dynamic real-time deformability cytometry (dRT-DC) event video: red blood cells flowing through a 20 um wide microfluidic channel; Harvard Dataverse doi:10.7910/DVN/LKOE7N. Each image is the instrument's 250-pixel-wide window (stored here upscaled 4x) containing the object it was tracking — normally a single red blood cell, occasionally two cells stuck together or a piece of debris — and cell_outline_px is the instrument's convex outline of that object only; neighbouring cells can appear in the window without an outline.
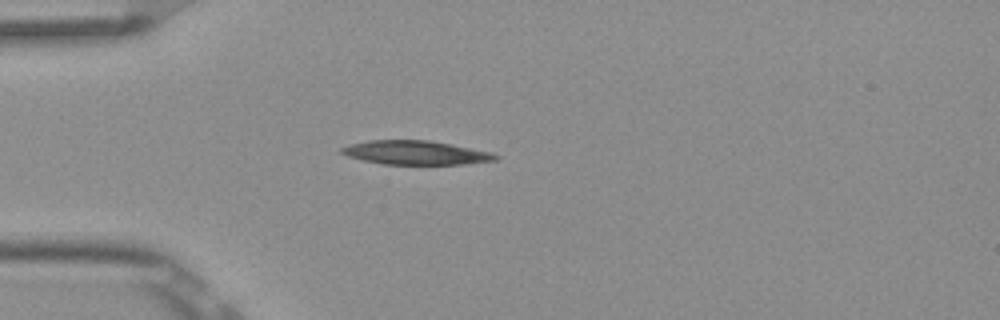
{"species": "Egyptian fruit bat (a non-hibernating species)", "species_latin": "Rousettus aegyptiacus", "temperature_condition": "room temperature", "stored_images_in_passage": 3, "camera_frame_rate_fps": 3000, "um_per_image_px": 0.085, "frame": {"image": 1, "passage_image": 3, "time_ms": 0.667, "image_size_px": [1000, 320], "cell_outline_px": [[500, 156], [496, 160], [464, 164], [384, 164], [364, 160], [348, 156], [340, 152], [340, 148], [352, 144], [368, 140], [428, 140], [452, 144], [492, 152]], "centroid_in_image_um": [35.36, 12.97], "position_along_channel_um": 49.6, "area_um2": 21.33}}